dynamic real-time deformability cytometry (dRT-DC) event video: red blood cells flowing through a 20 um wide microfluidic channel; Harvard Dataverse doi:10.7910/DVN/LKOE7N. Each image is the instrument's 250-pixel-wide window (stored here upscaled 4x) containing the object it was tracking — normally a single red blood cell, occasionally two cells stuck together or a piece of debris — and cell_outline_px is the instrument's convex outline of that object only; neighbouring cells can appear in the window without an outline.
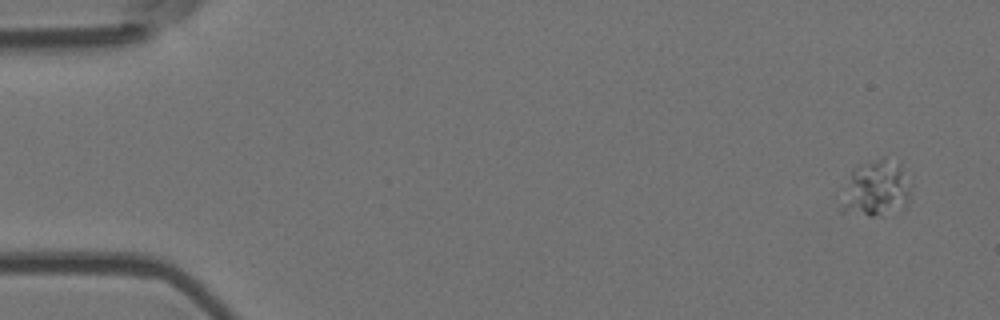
{"species": "Egyptian fruit bat (a non-hibernating species)", "species_latin": "Rousettus aegyptiacus", "temperature_condition": "room temperature", "stored_images_in_passage": 5, "camera_frame_rate_fps": 3000, "um_per_image_px": 0.085, "animal": {"sex": "female"}, "frame": {"image": 1, "passage_image": 1, "time_ms": 0.0, "image_size_px": [1000, 320], "cell_outline_px": [[912, 184], [908, 200], [904, 208], [884, 216], [868, 216], [840, 212], [836, 196], [852, 172], [856, 168], [884, 156], [900, 164]], "centroid_in_image_um": [74.4, 16.09], "position_along_channel_um": 10.6, "area_um2": 23.7}}
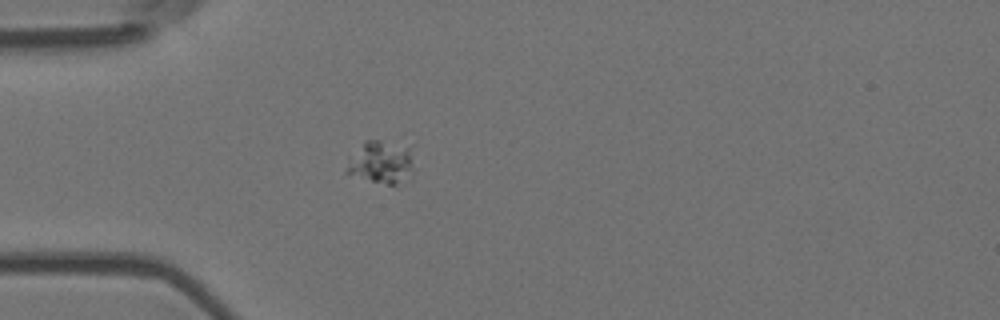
{"frame": {"image": 2, "passage_image": 5, "time_ms": 1.333, "image_size_px": [1000, 320], "cell_outline_px": [[412, 180], [396, 184], [388, 184], [372, 180], [344, 172], [348, 156], [364, 140], [380, 140], [408, 148], [412, 168]], "centroid_in_image_um": [32.34, 13.8], "position_along_channel_um": 52.7, "area_um2": 16.59}}